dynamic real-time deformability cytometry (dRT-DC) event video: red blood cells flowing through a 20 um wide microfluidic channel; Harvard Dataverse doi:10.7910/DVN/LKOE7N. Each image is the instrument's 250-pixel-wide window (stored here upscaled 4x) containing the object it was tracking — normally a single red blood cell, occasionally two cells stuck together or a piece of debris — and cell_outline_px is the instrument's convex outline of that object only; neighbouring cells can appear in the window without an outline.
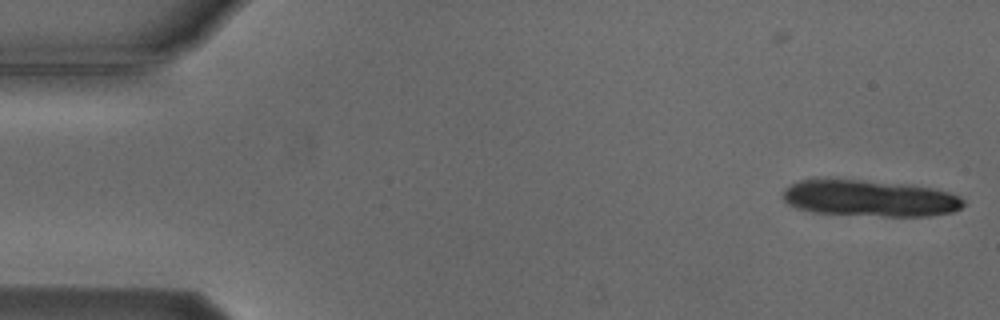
{"species": "Egyptian fruit bat (a non-hibernating species)", "species_latin": "Rousettus aegyptiacus", "temperature_condition": "cold", "stored_images_in_passage": 6, "camera_frame_rate_fps": 3000, "um_per_image_px": 0.085, "animal": {"sex": "male"}, "frame": {"image": 1, "passage_image": 2, "time_ms": 1.333, "image_size_px": [1000, 320], "cell_outline_px": [[964, 204], [960, 208], [952, 212], [932, 216], [884, 216], [812, 212], [796, 208], [788, 204], [780, 196], [784, 188], [800, 180], [860, 180], [912, 184], [932, 188], [948, 192], [960, 196], [964, 200]], "centroid_in_image_um": [73.94, 16.86], "position_along_channel_um": 11.1, "area_um2": 38.38}}